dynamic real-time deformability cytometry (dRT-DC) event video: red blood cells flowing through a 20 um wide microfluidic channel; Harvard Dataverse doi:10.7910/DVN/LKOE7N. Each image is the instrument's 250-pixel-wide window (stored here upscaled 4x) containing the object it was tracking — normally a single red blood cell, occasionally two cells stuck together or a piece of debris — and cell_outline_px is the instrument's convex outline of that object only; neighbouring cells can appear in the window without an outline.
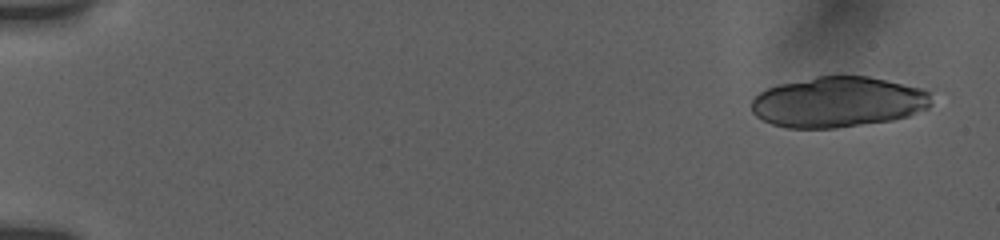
{"species": "human", "species_latin": "Homo sapiens", "temperature_condition": "room temperature", "stored_images_in_passage": 23, "camera_frame_rate_fps": 3000, "um_per_image_px": 0.085, "donor": {"sex": "female"}, "frame": {"image": 1, "passage_image": 1, "time_ms": 0.0, "image_size_px": [1000, 240], "cell_outline_px": [[932, 104], [928, 108], [908, 116], [892, 120], [836, 128], [788, 128], [772, 124], [756, 116], [752, 112], [748, 104], [760, 92], [768, 88], [780, 84], [816, 76], [868, 76], [924, 88], [928, 92]], "centroid_in_image_um": [71.23, 8.67], "position_along_channel_um": 13.8, "area_um2": 53.18}}
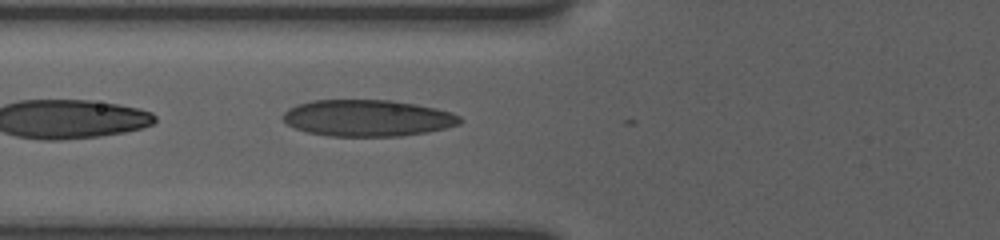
{"frame": {"image": 2, "passage_image": 17, "time_ms": 6.667, "image_size_px": [1000, 240], "cell_outline_px": [[464, 120], [460, 124], [444, 128], [424, 132], [400, 136], [328, 136], [308, 132], [296, 128], [288, 124], [284, 120], [284, 112], [288, 108], [296, 104], [312, 100], [392, 100], [416, 104], [436, 108], [452, 112], [460, 116]], "centroid_in_image_um": [31.26, 10.02], "position_along_channel_um": 94.5, "area_um2": 37.69}}
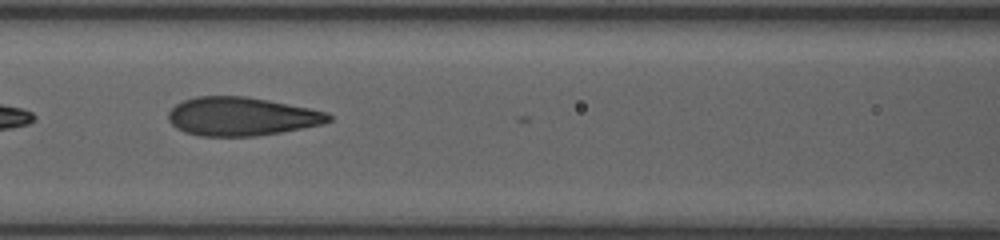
{"frame": {"image": 3, "passage_image": 21, "time_ms": 8.0, "image_size_px": [1000, 240], "cell_outline_px": [[332, 120], [320, 124], [280, 132], [256, 136], [200, 136], [184, 132], [176, 128], [168, 120], [168, 112], [176, 104], [184, 100], [196, 96], [244, 96], [268, 100], [328, 112], [332, 116]], "centroid_in_image_um": [20.49, 9.9], "position_along_channel_um": 146.1, "area_um2": 35.84}}